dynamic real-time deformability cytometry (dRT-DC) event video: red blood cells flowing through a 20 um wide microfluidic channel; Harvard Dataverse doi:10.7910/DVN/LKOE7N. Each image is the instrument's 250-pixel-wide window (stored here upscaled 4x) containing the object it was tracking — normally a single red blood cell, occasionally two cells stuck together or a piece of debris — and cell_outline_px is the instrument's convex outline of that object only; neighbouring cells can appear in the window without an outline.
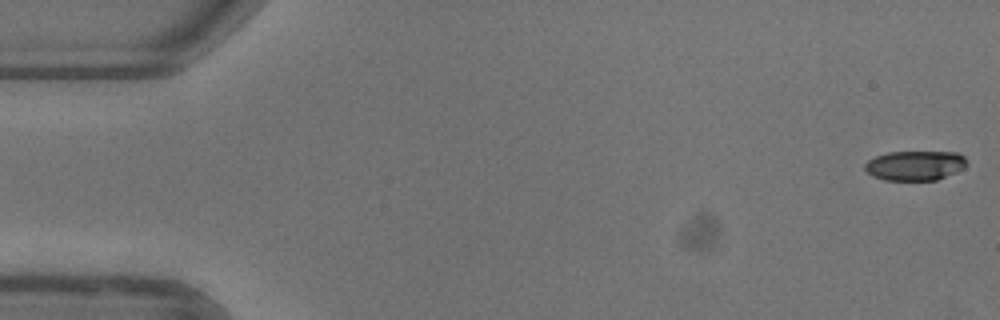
{"species": "common noctule bat (a hibernating species)", "species_latin": "Nyctalus noctula", "temperature_condition": "warm", "stored_images_in_passage": 52, "camera_frame_rate_fps": 3000, "um_per_image_px": 0.085, "animal": {"sex": "female"}, "frame": {"image": 1, "passage_image": 1, "time_ms": 0.0, "image_size_px": [1000, 320], "cell_outline_px": [[968, 164], [964, 168], [956, 172], [936, 180], [884, 180], [872, 176], [864, 168], [864, 164], [868, 160], [876, 156], [888, 152], [956, 152], [964, 156]], "centroid_in_image_um": [77.78, 14.07], "position_along_channel_um": 7.2, "area_um2": 17.69}}
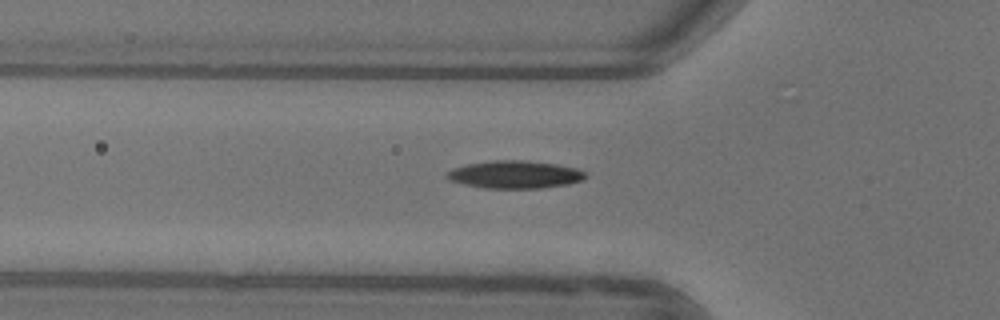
{"frame": {"image": 2, "passage_image": 18, "time_ms": 5.667, "image_size_px": [1000, 320], "cell_outline_px": [[588, 176], [584, 180], [568, 184], [540, 188], [484, 188], [464, 184], [448, 180], [444, 176], [452, 168], [468, 164], [496, 160], [524, 160], [556, 164], [576, 168], [584, 172]], "centroid_in_image_um": [43.77, 14.84], "position_along_channel_um": 82.0, "area_um2": 22.37}}
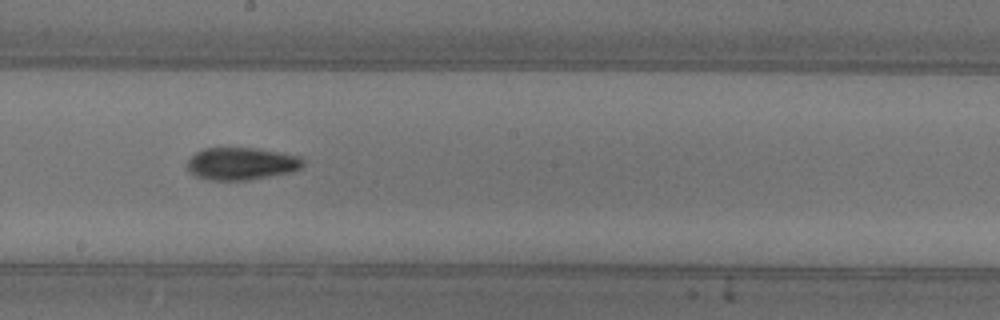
{"frame": {"image": 3, "passage_image": 29, "time_ms": 9.333, "image_size_px": [1000, 320], "cell_outline_px": [[304, 164], [300, 168], [292, 172], [248, 180], [208, 180], [196, 176], [188, 168], [188, 160], [196, 152], [204, 148], [260, 148], [284, 152], [300, 156], [304, 160]], "centroid_in_image_um": [20.58, 13.9], "position_along_channel_um": 227.6, "area_um2": 22.02}, "authors_computed_cell_mechanics": {"area_um2": 20.5768, "velocity_mm_per_s": 3.9436, "shape_relaxation_time_tau1_ms": 5.2207, "shape_relaxation_time_tau2_ms": 3.829, "deformation_change_tau1": 0.1911, "deformation_change_tau2": 0.1022}}